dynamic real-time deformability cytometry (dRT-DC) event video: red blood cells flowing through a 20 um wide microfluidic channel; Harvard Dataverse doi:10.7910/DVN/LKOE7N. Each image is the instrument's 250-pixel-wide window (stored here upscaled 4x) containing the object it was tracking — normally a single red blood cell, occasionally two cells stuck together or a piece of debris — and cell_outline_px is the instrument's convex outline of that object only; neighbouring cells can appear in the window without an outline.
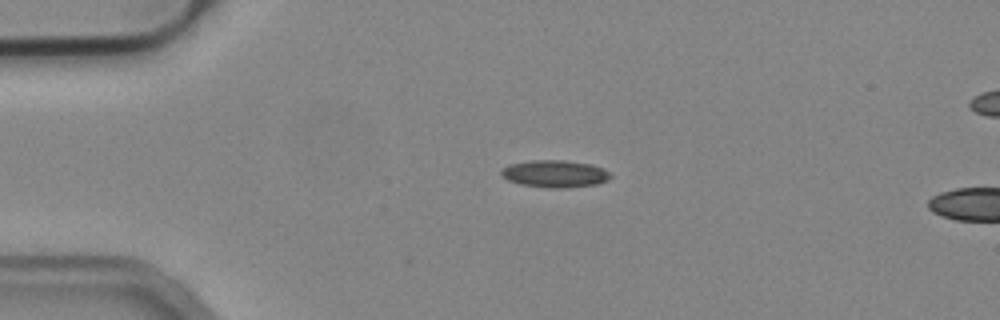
{"species": "common noctule bat (a hibernating species)", "species_latin": "Nyctalus noctula", "temperature_condition": "cold", "stored_images_in_passage": 5, "camera_frame_rate_fps": 3000, "um_per_image_px": 0.085, "animal": {"sex": "male", "body_mass_g": 19.2, "forearm_length_mm": 51.8}, "frame": {"image": 1, "passage_image": 1, "time_ms": 0.0, "image_size_px": [1000, 320], "cell_outline_px": [[612, 176], [608, 180], [596, 184], [568, 188], [548, 188], [520, 184], [508, 180], [500, 176], [500, 172], [508, 164], [532, 160], [564, 160], [592, 164], [612, 172]], "centroid_in_image_um": [47.18, 14.77], "position_along_channel_um": 37.8, "area_um2": 17.57}}